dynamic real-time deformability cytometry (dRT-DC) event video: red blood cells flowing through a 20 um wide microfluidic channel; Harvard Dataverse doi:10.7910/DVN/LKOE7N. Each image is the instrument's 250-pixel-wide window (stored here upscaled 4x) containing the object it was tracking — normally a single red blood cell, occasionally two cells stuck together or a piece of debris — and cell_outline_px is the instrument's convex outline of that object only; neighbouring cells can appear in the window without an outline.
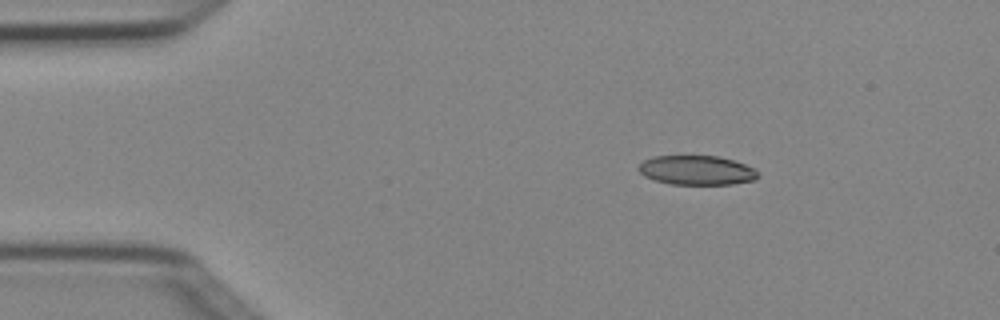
{"species": "Egyptian fruit bat (a non-hibernating species)", "species_latin": "Rousettus aegyptiacus", "temperature_condition": "cold", "stored_images_in_passage": 3, "camera_frame_rate_fps": 3000, "um_per_image_px": 0.085, "animal": {"sex": "female"}, "frame": {"image": 1, "passage_image": 1, "time_ms": 0.0, "image_size_px": [1000, 320], "cell_outline_px": [[760, 176], [756, 180], [732, 184], [672, 184], [656, 180], [644, 176], [636, 168], [644, 160], [652, 156], [720, 156], [744, 164], [760, 172]], "centroid_in_image_um": [59.23, 14.47], "position_along_channel_um": 25.8, "area_um2": 20.46}}
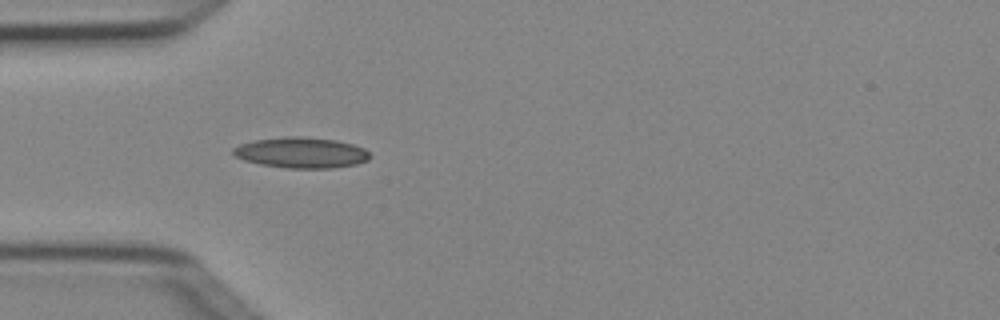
{"frame": {"image": 2, "passage_image": 3, "time_ms": 0.667, "image_size_px": [1000, 320], "cell_outline_px": [[372, 156], [368, 160], [356, 164], [332, 168], [284, 168], [260, 164], [244, 160], [236, 156], [232, 152], [232, 148], [240, 144], [256, 140], [288, 136], [300, 136], [336, 140], [352, 144], [364, 148]], "centroid_in_image_um": [25.62, 12.98], "position_along_channel_um": 59.4, "area_um2": 24.45}}